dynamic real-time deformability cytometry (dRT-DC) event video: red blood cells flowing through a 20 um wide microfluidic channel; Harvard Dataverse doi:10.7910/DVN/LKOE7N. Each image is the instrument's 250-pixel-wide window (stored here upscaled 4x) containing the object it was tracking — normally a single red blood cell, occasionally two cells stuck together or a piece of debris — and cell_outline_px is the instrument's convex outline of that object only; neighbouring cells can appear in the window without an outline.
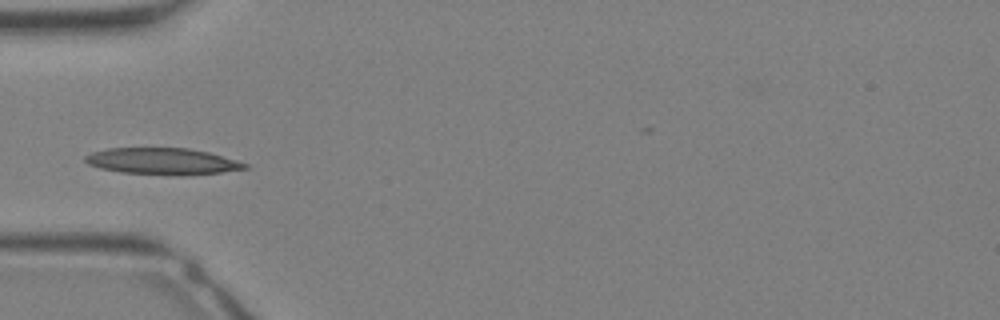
{"species": "Egyptian fruit bat (a non-hibernating species)", "species_latin": "Rousettus aegyptiacus", "temperature_condition": "warm", "stored_images_in_passage": 28, "camera_frame_rate_fps": 3000, "um_per_image_px": 0.085, "animal": {"sex": "female"}, "frame": {"image": 1, "passage_image": 6, "time_ms": 1.667, "image_size_px": [1000, 320], "cell_outline_px": [[248, 168], [220, 172], [172, 176], [120, 172], [100, 168], [88, 164], [84, 160], [84, 156], [92, 152], [108, 148], [188, 148], [208, 152], [236, 160], [248, 164]], "centroid_in_image_um": [13.77, 13.71], "position_along_channel_um": 71.2, "area_um2": 24.68}}
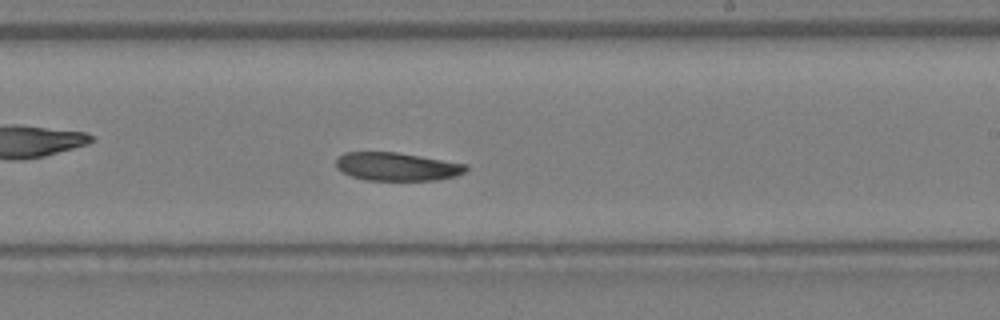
{"frame": {"image": 2, "passage_image": 15, "time_ms": 4.667, "image_size_px": [1000, 320], "cell_outline_px": [[468, 168], [464, 172], [456, 176], [436, 180], [368, 180], [352, 176], [336, 168], [336, 160], [344, 152], [396, 152], [468, 164]], "centroid_in_image_um": [33.76, 14.16], "position_along_channel_um": 255.2, "area_um2": 21.27}}
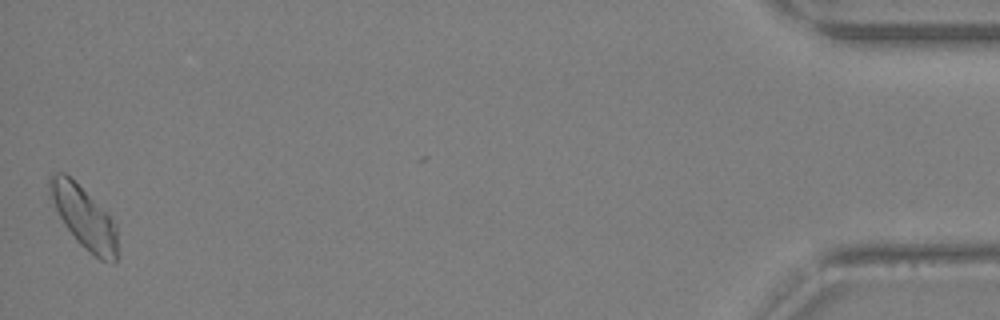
{"frame": {"image": 3, "passage_image": 28, "time_ms": 9.0, "image_size_px": [1000, 320], "cell_outline_px": [[116, 264], [112, 264], [100, 260], [84, 248], [76, 240], [64, 224], [52, 200], [48, 184], [48, 176], [56, 172], [64, 172], [108, 212], [116, 224]], "centroid_in_image_um": [7.15, 18.48], "position_along_channel_um": 428.0, "area_um2": 24.22}}